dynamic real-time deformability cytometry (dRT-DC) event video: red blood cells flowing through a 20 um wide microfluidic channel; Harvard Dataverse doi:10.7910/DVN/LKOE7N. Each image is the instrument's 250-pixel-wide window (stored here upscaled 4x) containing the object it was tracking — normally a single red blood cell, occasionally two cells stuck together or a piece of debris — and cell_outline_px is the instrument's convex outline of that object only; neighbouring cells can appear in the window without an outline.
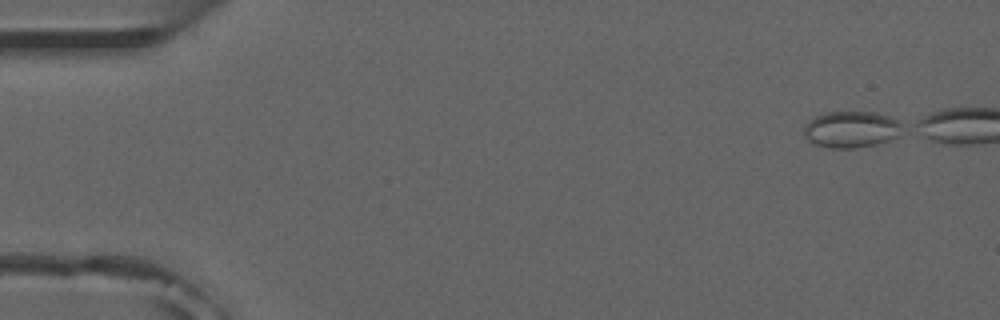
{"species": "common noctule bat (a hibernating species)", "species_latin": "Nyctalus noctula", "temperature_condition": "room temperature", "stored_images_in_passage": 41, "camera_frame_rate_fps": 3000, "um_per_image_px": 0.085, "animal": {"sex": "male", "forearm_length_mm": 52.5}, "frame": {"image": 1, "passage_image": 1, "time_ms": 0.0, "image_size_px": [1000, 320], "cell_outline_px": [[904, 124], [896, 136], [888, 140], [876, 144], [856, 148], [828, 148], [812, 144], [804, 136], [804, 128], [808, 120], [824, 112], [876, 112], [888, 116]], "centroid_in_image_um": [72.31, 11.0], "position_along_channel_um": 12.7, "area_um2": 20.98}}
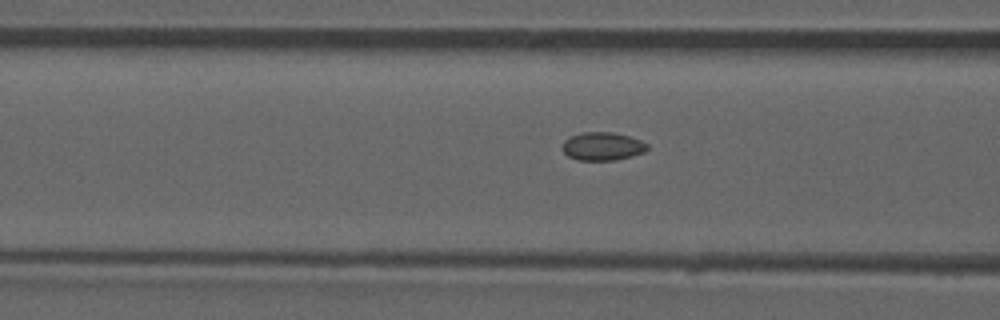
{"frame": {"image": 2, "passage_image": 18, "time_ms": 5.667, "image_size_px": [1000, 320], "cell_outline_px": [[648, 148], [644, 152], [632, 156], [616, 160], [576, 160], [568, 156], [564, 152], [564, 140], [580, 132], [612, 132], [628, 136], [640, 140], [648, 144]], "centroid_in_image_um": [51.23, 12.44], "position_along_channel_um": 115.4, "area_um2": 13.87}}